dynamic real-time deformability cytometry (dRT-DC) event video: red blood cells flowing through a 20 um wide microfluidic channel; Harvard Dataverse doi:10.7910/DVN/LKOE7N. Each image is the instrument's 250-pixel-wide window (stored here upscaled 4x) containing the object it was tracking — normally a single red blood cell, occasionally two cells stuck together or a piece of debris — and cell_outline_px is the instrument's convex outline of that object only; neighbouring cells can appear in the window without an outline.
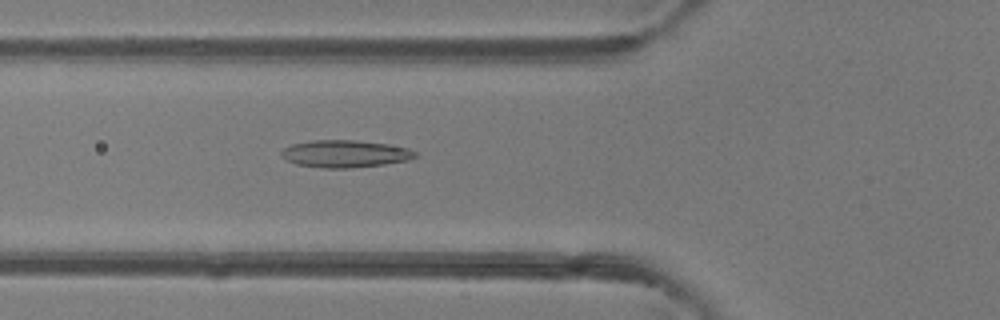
{"species": "common noctule bat (a hibernating species)", "species_latin": "Nyctalus noctula", "temperature_condition": "room temperature", "stored_images_in_passage": 45, "camera_frame_rate_fps": 3000, "um_per_image_px": 0.085, "animal": {"sex": "female"}, "frame": {"image": 1, "passage_image": 14, "time_ms": 4.333, "image_size_px": [1000, 320], "cell_outline_px": [[416, 156], [408, 160], [384, 164], [348, 168], [320, 168], [296, 164], [284, 160], [280, 156], [280, 152], [284, 148], [292, 144], [312, 140], [356, 140], [388, 144], [408, 148], [416, 152]], "centroid_in_image_um": [29.27, 13.07], "position_along_channel_um": 96.5, "area_um2": 21.39}}
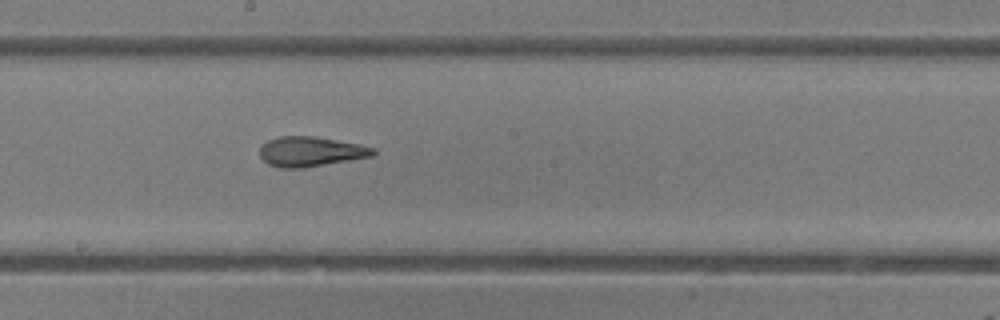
{"frame": {"image": 2, "passage_image": 23, "time_ms": 7.333, "image_size_px": [1000, 320], "cell_outline_px": [[376, 156], [304, 168], [280, 168], [268, 164], [260, 156], [260, 148], [268, 140], [276, 136], [312, 136], [360, 144], [376, 148]], "centroid_in_image_um": [26.45, 12.89], "position_along_channel_um": 221.8, "area_um2": 19.94}}
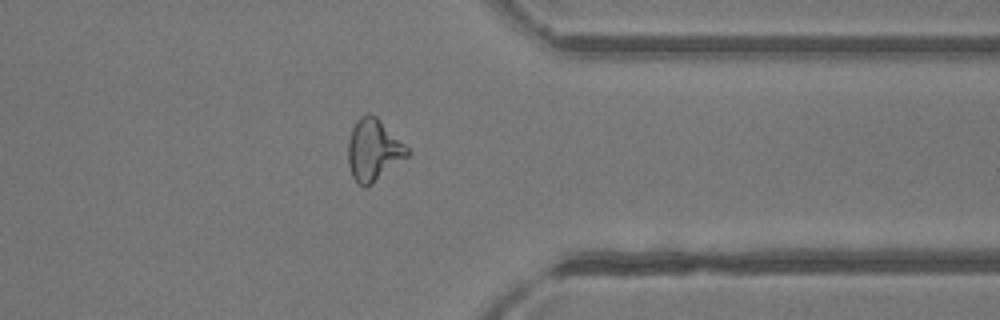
{"frame": {"image": 3, "passage_image": 35, "time_ms": 11.333, "image_size_px": [1000, 320], "cell_outline_px": [[408, 156], [372, 184], [364, 188], [352, 176], [348, 164], [348, 140], [352, 128], [356, 120], [360, 116], [368, 112], [376, 116], [408, 148]], "centroid_in_image_um": [31.71, 12.74], "position_along_channel_um": 379.7, "area_um2": 21.1}, "authors_computed_cell_mechanics": {"area_um2": 21.097, "velocity_mm_per_s": 4.1498, "shape_relaxation_time_tau1_ms": null, "shape_relaxation_time_tau2_ms": 2.5582, "deformation_change_tau1": null, "deformation_change_tau2": 0.1258}}